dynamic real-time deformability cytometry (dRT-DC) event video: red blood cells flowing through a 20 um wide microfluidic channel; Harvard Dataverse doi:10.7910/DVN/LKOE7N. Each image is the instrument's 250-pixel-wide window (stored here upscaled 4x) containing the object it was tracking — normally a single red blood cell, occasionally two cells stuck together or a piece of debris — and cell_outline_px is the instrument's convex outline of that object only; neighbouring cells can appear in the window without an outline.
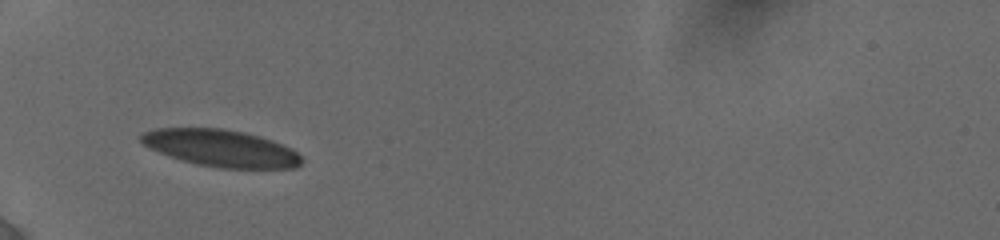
{"species": "human", "species_latin": "Homo sapiens", "temperature_condition": "cold", "stored_images_in_passage": 53, "camera_frame_rate_fps": 3000, "um_per_image_px": 0.085, "donor": {"sex": "female"}, "frame": {"image": 1, "passage_image": 1, "time_ms": 0.0, "image_size_px": [1000, 240], "cell_outline_px": [[304, 160], [296, 168], [220, 168], [200, 164], [184, 160], [148, 148], [140, 140], [140, 136], [144, 132], [156, 128], [224, 128], [244, 132], [260, 136], [272, 140], [292, 148]], "centroid_in_image_um": [18.82, 12.58], "position_along_channel_um": 66.2, "area_um2": 34.39}}
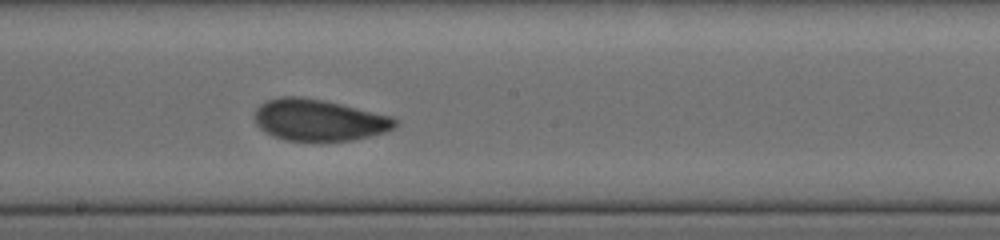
{"frame": {"image": 2, "passage_image": 21, "time_ms": 4.333, "image_size_px": [1000, 240], "cell_outline_px": [[396, 128], [384, 132], [352, 140], [284, 140], [272, 136], [264, 132], [256, 124], [252, 116], [256, 108], [260, 104], [268, 100], [280, 96], [296, 96], [320, 100], [340, 104], [388, 116], [396, 120]], "centroid_in_image_um": [27.01, 10.21], "position_along_channel_um": 221.2, "area_um2": 33.58}}
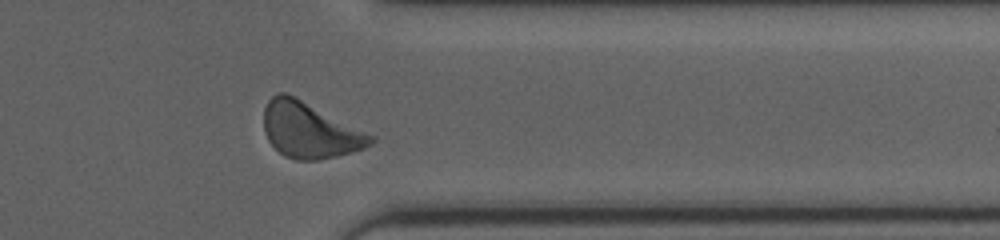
{"frame": {"image": 3, "passage_image": 40, "time_ms": 8.667, "image_size_px": [1000, 240], "cell_outline_px": [[376, 140], [372, 144], [364, 148], [336, 156], [316, 160], [296, 160], [284, 156], [268, 140], [264, 132], [264, 108], [268, 100], [272, 96], [280, 92], [284, 92], [376, 136]], "centroid_in_image_um": [26.32, 11.08], "position_along_channel_um": 385.1, "area_um2": 34.28}, "authors_computed_cell_mechanics": {"area_um2": 33.4662, "velocity_mm_per_s": 3.8137, "shape_relaxation_time_tau1_ms": 4.2701, "shape_relaxation_time_tau2_ms": 3.7782, "deformation_change_tau1": 0.1346, "deformation_change_tau2": 0.0859}}